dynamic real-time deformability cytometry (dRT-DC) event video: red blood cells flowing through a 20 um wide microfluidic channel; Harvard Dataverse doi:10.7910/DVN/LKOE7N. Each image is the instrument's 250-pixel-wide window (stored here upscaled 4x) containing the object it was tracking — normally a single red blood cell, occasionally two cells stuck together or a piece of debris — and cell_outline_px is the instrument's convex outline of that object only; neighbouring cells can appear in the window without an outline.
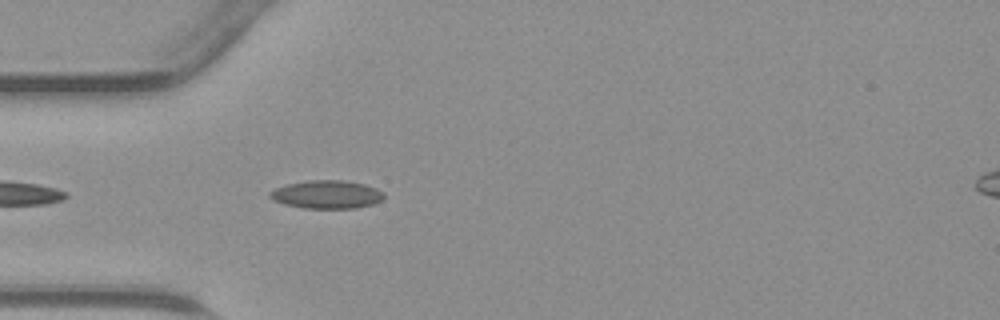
{"species": "common noctule bat (a hibernating species)", "species_latin": "Nyctalus noctula", "temperature_condition": "warm", "stored_images_in_passage": 35, "camera_frame_rate_fps": 3000, "um_per_image_px": 0.085, "animal": {"sex": "male", "body_mass_g": 23.1, "forearm_length_mm": 52.7}, "frame": {"image": 1, "passage_image": 3, "time_ms": 0.667, "image_size_px": [1000, 320], "cell_outline_px": [[384, 200], [372, 204], [356, 208], [304, 208], [284, 204], [272, 200], [268, 196], [268, 192], [276, 188], [288, 184], [308, 180], [344, 180], [364, 184], [376, 188], [384, 192]], "centroid_in_image_um": [27.78, 16.53], "position_along_channel_um": 57.2, "area_um2": 18.84}}
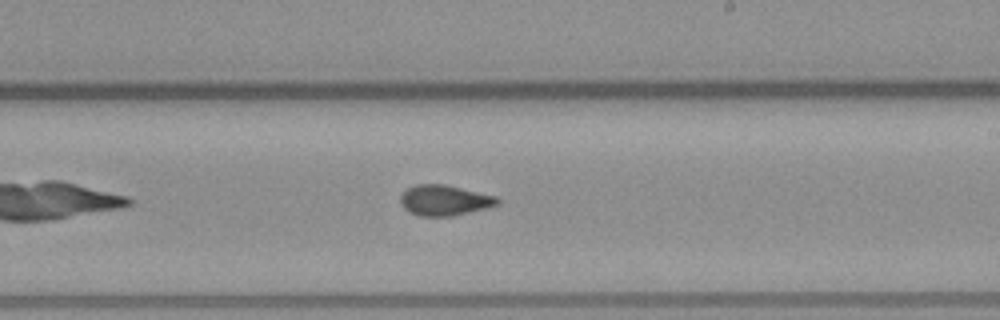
{"frame": {"image": 2, "passage_image": 16, "time_ms": 5.0, "image_size_px": [1000, 320], "cell_outline_px": [[500, 204], [452, 216], [416, 216], [408, 212], [400, 204], [400, 196], [408, 188], [416, 184], [444, 184], [496, 196], [500, 200]], "centroid_in_image_um": [37.74, 17.03], "position_along_channel_um": 251.3, "area_um2": 17.22}}
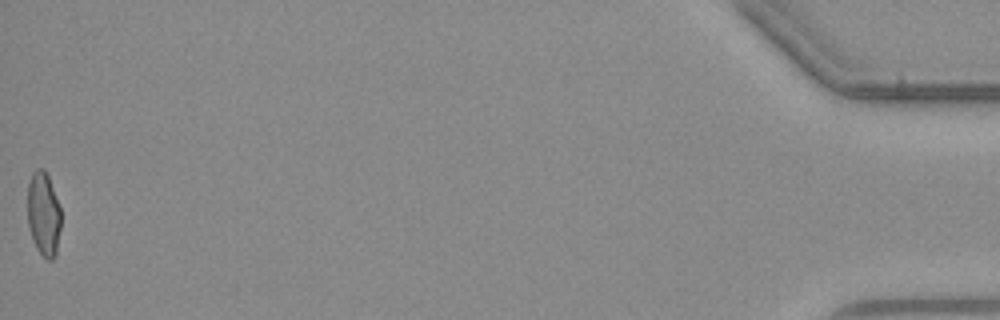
{"frame": {"image": 3, "passage_image": 35, "time_ms": 11.333, "image_size_px": [1000, 320], "cell_outline_px": [[60, 228], [56, 252], [52, 260], [48, 260], [36, 248], [32, 240], [28, 228], [28, 184], [32, 172], [36, 168], [44, 168], [48, 176], [60, 208]], "centroid_in_image_um": [3.68, 18.18], "position_along_channel_um": 431.5, "area_um2": 16.3}}